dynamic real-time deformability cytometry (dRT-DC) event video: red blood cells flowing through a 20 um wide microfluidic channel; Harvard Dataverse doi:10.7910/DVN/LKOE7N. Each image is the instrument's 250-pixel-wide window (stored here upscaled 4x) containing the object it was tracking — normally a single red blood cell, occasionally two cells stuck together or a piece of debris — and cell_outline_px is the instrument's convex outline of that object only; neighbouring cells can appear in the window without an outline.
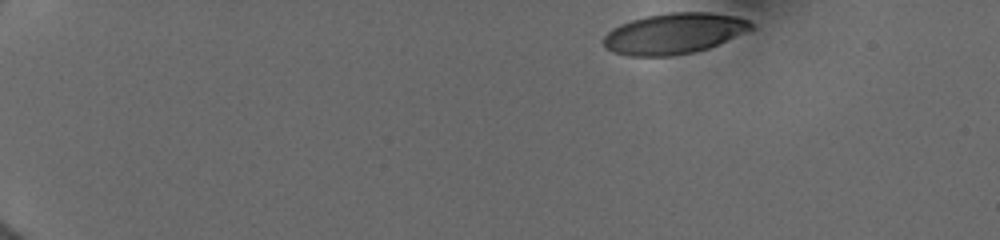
{"species": "human", "species_latin": "Homo sapiens", "temperature_condition": "cold", "stored_images_in_passage": 45, "camera_frame_rate_fps": 3000, "um_per_image_px": 0.085, "donor": {"sex": "female"}, "frame": {"image": 1, "passage_image": 1, "time_ms": 0.0, "image_size_px": [1000, 240], "cell_outline_px": [[756, 28], [708, 48], [692, 52], [672, 56], [628, 56], [612, 52], [604, 48], [604, 36], [612, 28], [620, 24], [632, 20], [648, 16], [672, 12], [708, 12], [736, 16], [748, 20]], "centroid_in_image_um": [57.29, 2.85], "position_along_channel_um": 27.7, "area_um2": 35.03}}
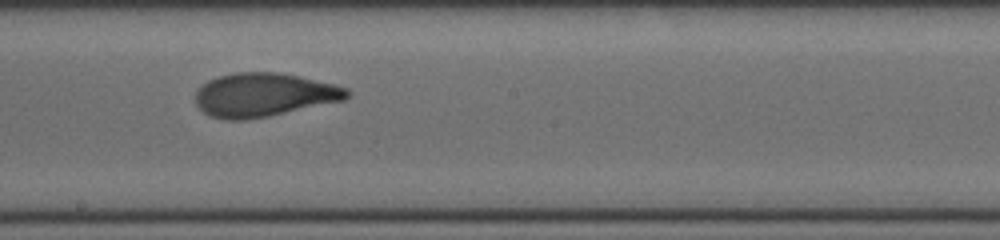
{"frame": {"image": 2, "passage_image": 25, "time_ms": 8.0, "image_size_px": [1000, 240], "cell_outline_px": [[348, 96], [344, 100], [268, 116], [244, 120], [224, 120], [208, 116], [196, 104], [196, 92], [208, 80], [220, 76], [236, 72], [280, 72], [300, 76], [336, 84], [348, 88]], "centroid_in_image_um": [22.43, 8.06], "position_along_channel_um": 225.8, "area_um2": 38.49}}
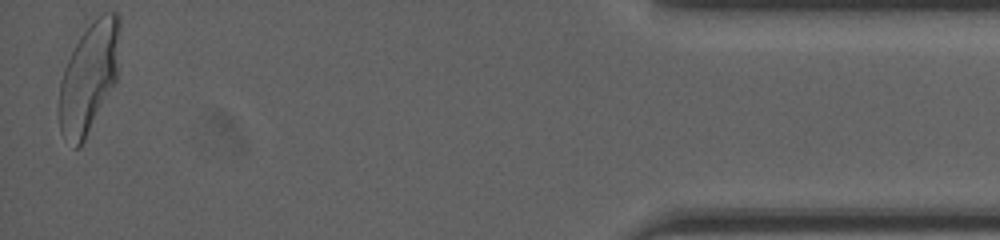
{"frame": {"image": 3, "passage_image": 45, "time_ms": 14.667, "image_size_px": [1000, 240], "cell_outline_px": [[120, 24], [116, 80], [80, 148], [76, 148], [60, 132], [60, 80], [64, 68], [76, 44], [92, 20], [104, 12], [116, 12], [120, 16]], "centroid_in_image_um": [7.57, 6.55], "position_along_channel_um": 427.6, "area_um2": 38.09}, "authors_computed_cell_mechanics": {"area_um2": 37.7434, "velocity_mm_per_s": 3.996, "shape_relaxation_time_tau1_ms": 3.7482, "shape_relaxation_time_tau2_ms": 0.9499, "deformation_change_tau1": 0.1759, "deformation_change_tau2": 0.0682}}